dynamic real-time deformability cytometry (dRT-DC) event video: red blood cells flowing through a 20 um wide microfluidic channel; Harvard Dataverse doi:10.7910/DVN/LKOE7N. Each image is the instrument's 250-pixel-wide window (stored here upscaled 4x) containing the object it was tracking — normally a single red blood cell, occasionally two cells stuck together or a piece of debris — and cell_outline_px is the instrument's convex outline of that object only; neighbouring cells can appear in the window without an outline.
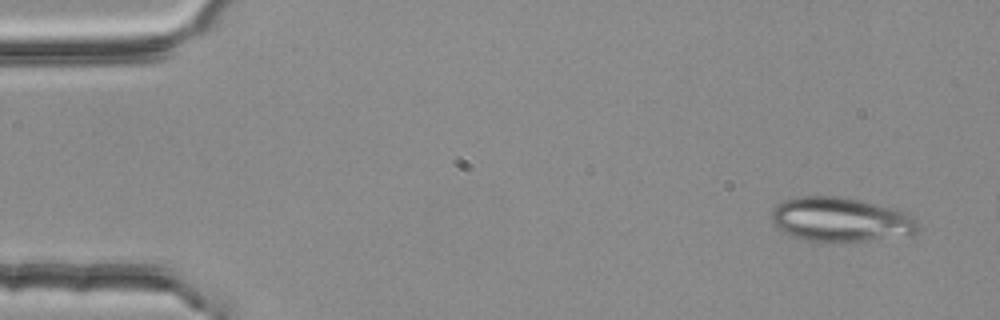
{"species": "common noctule bat (a hibernating species)", "species_latin": "Nyctalus noctula", "temperature_condition": "room temperature", "stored_images_in_passage": 3, "camera_frame_rate_fps": 3000, "um_per_image_px": 0.085, "animal": {"sex": "female", "body_mass_g": 25.1}, "frame": {"image": 1, "passage_image": 1, "time_ms": 0.0, "image_size_px": [1000, 320], "cell_outline_px": [[924, 228], [912, 236], [872, 240], [804, 240], [780, 232], [772, 224], [772, 208], [776, 204], [784, 200], [800, 196], [836, 196], [860, 200], [896, 208], [908, 212]], "centroid_in_image_um": [71.52, 18.65], "position_along_channel_um": 13.5, "area_um2": 38.38}}